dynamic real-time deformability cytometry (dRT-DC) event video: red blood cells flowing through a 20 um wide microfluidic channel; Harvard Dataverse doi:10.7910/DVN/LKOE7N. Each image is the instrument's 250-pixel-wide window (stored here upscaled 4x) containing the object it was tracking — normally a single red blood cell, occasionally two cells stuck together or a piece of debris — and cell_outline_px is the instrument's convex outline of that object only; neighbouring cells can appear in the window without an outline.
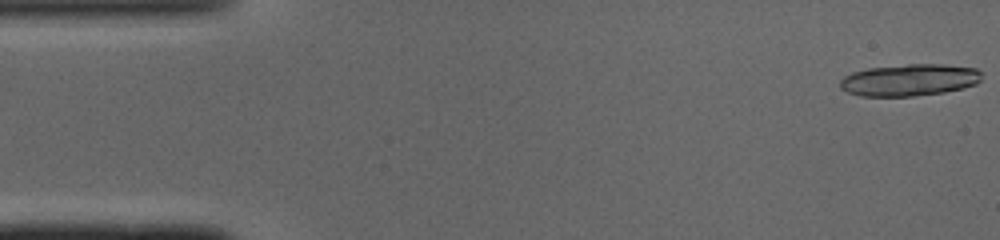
{"species": "common noctule bat (a hibernating species)", "species_latin": "Nyctalus noctula", "temperature_condition": "cold", "stored_images_in_passage": 4, "camera_frame_rate_fps": 3000, "um_per_image_px": 0.085, "animal": {"sex": "male", "body_mass_g": 19.0, "forearm_length_mm": 50.8}, "frame": {"image": 1, "passage_image": 1, "time_ms": 0.0, "image_size_px": [1000, 240], "cell_outline_px": [[980, 80], [976, 84], [964, 88], [944, 92], [912, 96], [860, 96], [848, 92], [840, 88], [840, 80], [844, 76], [852, 72], [868, 68], [908, 64], [944, 64], [976, 68], [980, 72]], "centroid_in_image_um": [77.29, 6.79], "position_along_channel_um": 7.7, "area_um2": 26.36}}